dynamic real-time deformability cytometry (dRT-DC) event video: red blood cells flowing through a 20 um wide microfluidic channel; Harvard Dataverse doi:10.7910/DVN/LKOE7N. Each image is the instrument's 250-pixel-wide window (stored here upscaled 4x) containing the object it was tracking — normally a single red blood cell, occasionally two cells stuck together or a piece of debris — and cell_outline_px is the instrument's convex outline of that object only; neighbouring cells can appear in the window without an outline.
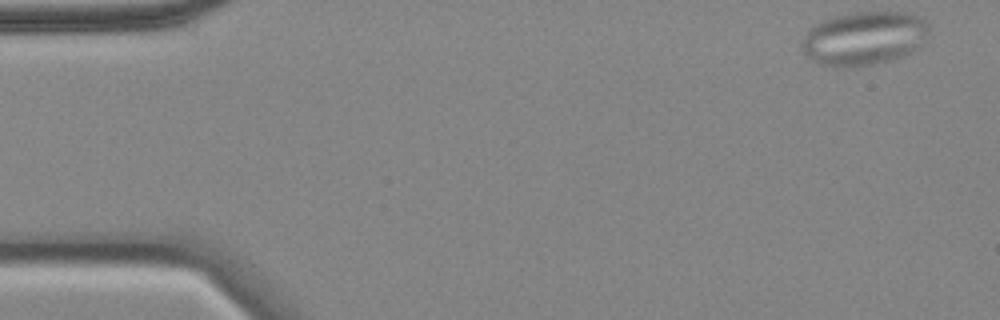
{"species": "common noctule bat (a hibernating species)", "species_latin": "Nyctalus noctula", "temperature_condition": "cold", "stored_images_in_passage": 55, "camera_frame_rate_fps": 3000, "um_per_image_px": 0.085, "animal": {"sex": "female", "body_mass_g": 18.4}, "frame": {"image": 1, "passage_image": 1, "time_ms": 0.0, "image_size_px": [1000, 320], "cell_outline_px": [[932, 24], [920, 48], [916, 52], [904, 56], [872, 64], [844, 68], [832, 68], [816, 64], [804, 52], [804, 36], [808, 28], [812, 24], [836, 16], [856, 12], [904, 12], [920, 16]], "centroid_in_image_um": [73.49, 3.26], "position_along_channel_um": 11.5, "area_um2": 40.34}}
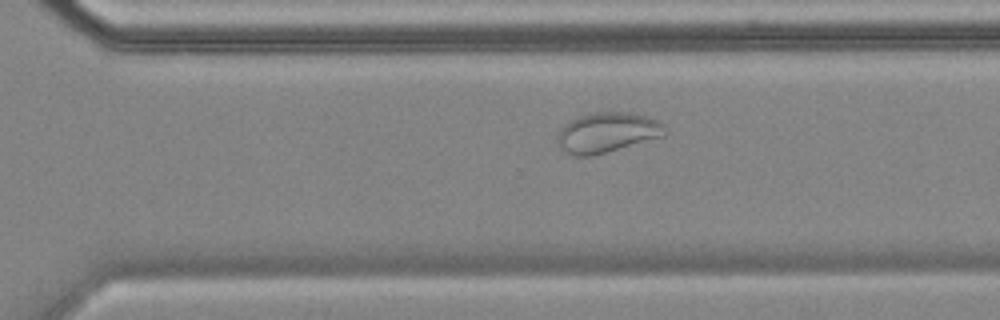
{"frame": {"image": 2, "passage_image": 37, "time_ms": 12.0, "image_size_px": [1000, 320], "cell_outline_px": [[668, 132], [664, 136], [592, 156], [572, 156], [560, 148], [556, 140], [556, 136], [560, 128], [568, 120], [580, 116], [596, 112], [628, 112], [644, 116], [656, 120], [664, 124]], "centroid_in_image_um": [51.57, 11.27], "position_along_channel_um": 319.0, "area_um2": 25.26}}
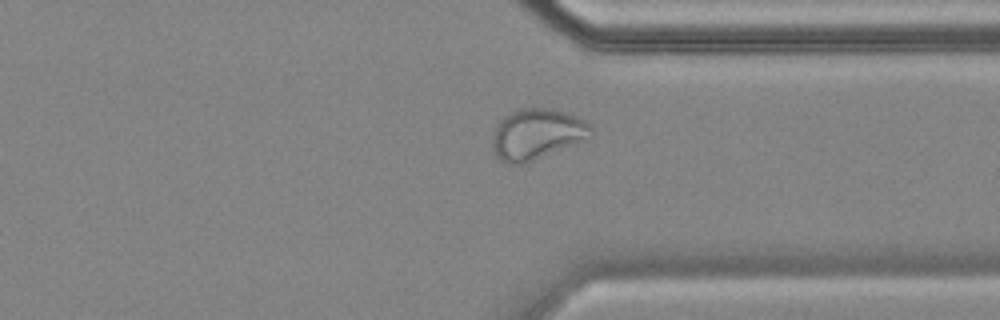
{"frame": {"image": 3, "passage_image": 41, "time_ms": 13.333, "image_size_px": [1000, 320], "cell_outline_px": [[592, 136], [524, 164], [504, 164], [496, 156], [492, 148], [492, 136], [500, 120], [504, 116], [520, 108], [548, 108], [568, 112], [592, 124]], "centroid_in_image_um": [45.61, 11.39], "position_along_channel_um": 365.8, "area_um2": 29.07}}